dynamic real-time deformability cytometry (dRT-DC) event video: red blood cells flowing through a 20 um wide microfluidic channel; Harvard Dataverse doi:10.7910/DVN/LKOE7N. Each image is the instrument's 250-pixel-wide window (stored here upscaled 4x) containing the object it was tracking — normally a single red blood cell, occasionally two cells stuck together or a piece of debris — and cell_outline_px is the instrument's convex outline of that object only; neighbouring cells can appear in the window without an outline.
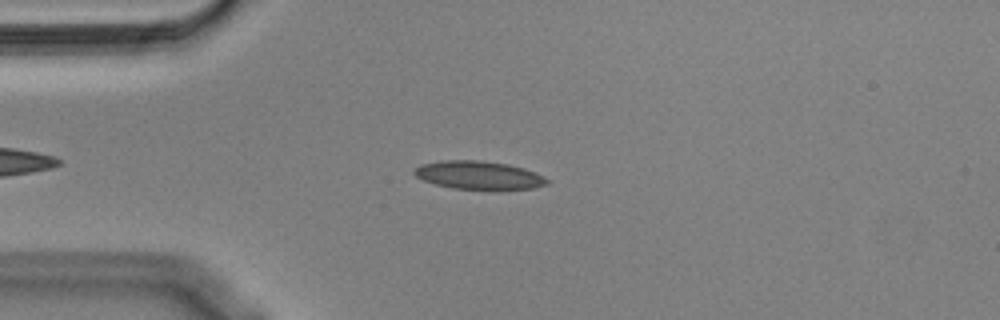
{"species": "Egyptian fruit bat (a non-hibernating species)", "species_latin": "Rousettus aegyptiacus", "temperature_condition": "cold", "stored_images_in_passage": 52, "camera_frame_rate_fps": 3000, "um_per_image_px": 0.085, "animal": {"sex": "male"}, "frame": {"image": 1, "passage_image": 11, "time_ms": 3.333, "image_size_px": [1000, 320], "cell_outline_px": [[548, 184], [532, 188], [492, 192], [452, 188], [436, 184], [424, 180], [416, 176], [412, 172], [412, 168], [420, 164], [440, 160], [480, 160], [508, 164], [524, 168], [548, 180]], "centroid_in_image_um": [40.65, 14.92], "position_along_channel_um": 44.3, "area_um2": 22.54}}
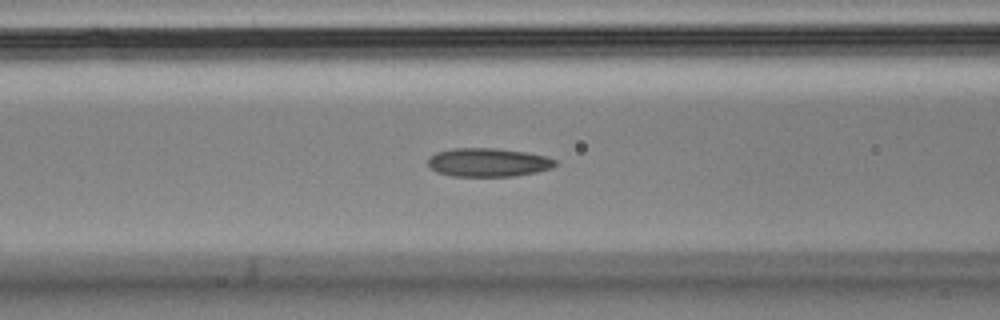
{"frame": {"image": 2, "passage_image": 19, "time_ms": 6.0, "image_size_px": [1000, 320], "cell_outline_px": [[556, 164], [552, 168], [536, 172], [516, 176], [452, 176], [436, 172], [428, 168], [428, 160], [436, 152], [452, 148], [496, 148], [524, 152], [544, 156], [556, 160]], "centroid_in_image_um": [41.46, 13.81], "position_along_channel_um": 125.1, "area_um2": 21.21}}
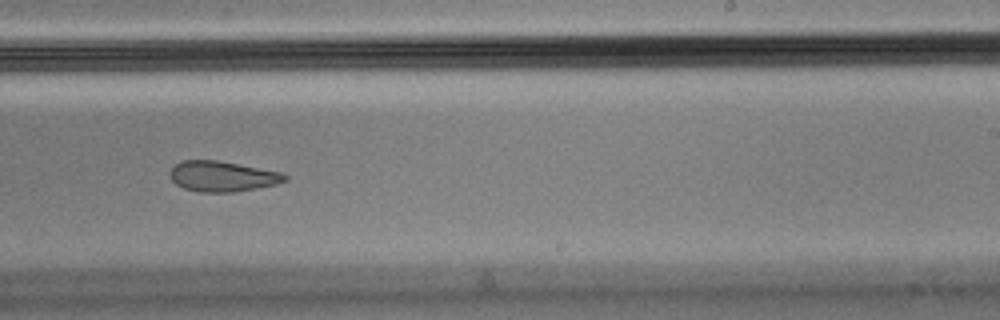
{"frame": {"image": 3, "passage_image": 31, "time_ms": 10.0, "image_size_px": [1000, 320], "cell_outline_px": [[288, 180], [276, 184], [256, 188], [232, 192], [200, 192], [184, 188], [176, 184], [168, 176], [172, 168], [180, 160], [216, 160], [280, 172], [288, 176]], "centroid_in_image_um": [18.87, 14.99], "position_along_channel_um": 270.1, "area_um2": 20.23}, "authors_computed_cell_mechanics": {"area_um2": 21.6172, "velocity_mm_per_s": 3.632, "shape_relaxation_time_tau1_ms": null, "shape_relaxation_time_tau2_ms": 3.9787, "deformation_change_tau1": null, "deformation_change_tau2": 0.1158}}